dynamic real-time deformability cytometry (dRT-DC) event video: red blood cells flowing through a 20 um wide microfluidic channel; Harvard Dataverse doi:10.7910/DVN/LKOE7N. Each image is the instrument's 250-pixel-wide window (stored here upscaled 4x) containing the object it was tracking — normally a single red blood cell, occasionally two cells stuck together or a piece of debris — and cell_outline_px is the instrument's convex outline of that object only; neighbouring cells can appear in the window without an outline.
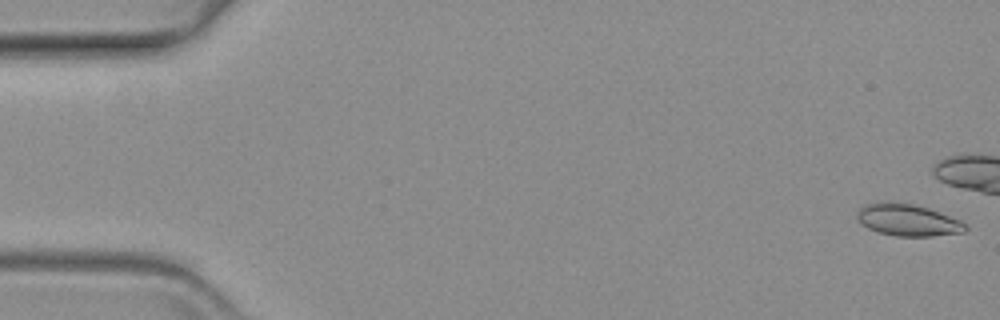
{"species": "common noctule bat (a hibernating species)", "species_latin": "Nyctalus noctula", "temperature_condition": "warm", "stored_images_in_passage": 22, "camera_frame_rate_fps": 3000, "um_per_image_px": 0.085, "animal": {"sex": "female", "body_mass_g": 19.3, "forearm_length_mm": 54.1}, "frame": {"image": 1, "passage_image": 1, "time_ms": 0.0, "image_size_px": [1000, 320], "cell_outline_px": [[968, 228], [964, 232], [932, 236], [896, 236], [876, 232], [860, 224], [856, 216], [856, 212], [860, 208], [876, 200], [892, 200], [912, 204], [928, 208], [960, 220]], "centroid_in_image_um": [77.09, 18.68], "position_along_channel_um": 7.9, "area_um2": 20.46}}